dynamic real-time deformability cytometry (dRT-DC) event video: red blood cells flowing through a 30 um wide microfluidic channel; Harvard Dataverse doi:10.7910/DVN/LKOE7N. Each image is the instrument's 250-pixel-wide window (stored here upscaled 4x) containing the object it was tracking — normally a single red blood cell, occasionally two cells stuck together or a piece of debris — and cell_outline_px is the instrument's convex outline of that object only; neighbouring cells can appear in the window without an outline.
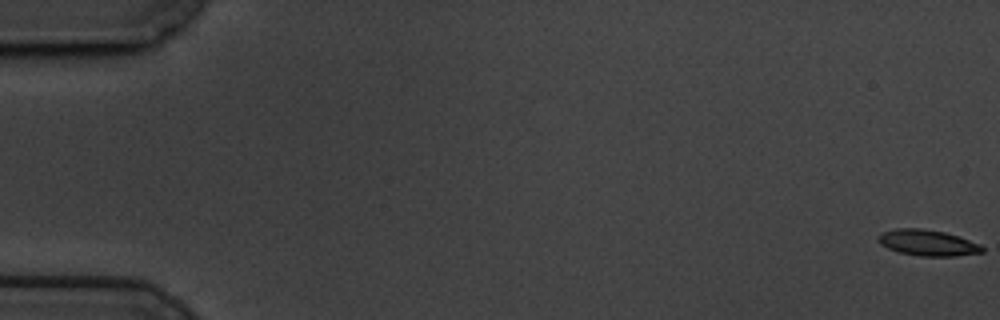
{"species": "common noctule bat (a hibernating species)", "species_latin": "Nyctalus noctula", "temperature_condition": "cold", "stored_images_in_passage": 60, "camera_frame_rate_fps": 3000, "um_per_image_px": 0.085, "animal": {"sex": "male", "body_mass_g": 19.5, "forearm_length_mm": 54.6}, "frame": {"image": 1, "passage_image": 1, "time_ms": 0.0, "image_size_px": [1000, 320], "cell_outline_px": [[984, 252], [956, 256], [920, 256], [900, 252], [888, 248], [880, 244], [876, 236], [880, 232], [896, 228], [920, 228], [944, 232], [960, 236], [980, 244], [984, 248]], "centroid_in_image_um": [78.84, 20.63], "position_along_channel_um": 6.2, "area_um2": 15.9}}
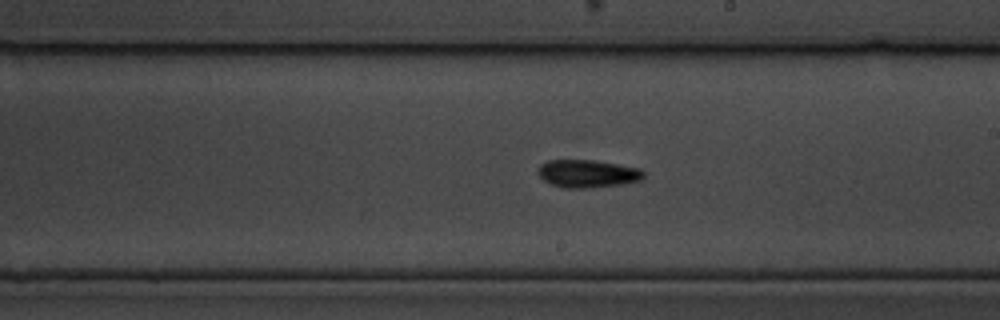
{"frame": {"image": 2, "passage_image": 35, "time_ms": 11.333, "image_size_px": [1000, 320], "cell_outline_px": [[644, 176], [640, 180], [624, 184], [588, 188], [564, 188], [552, 184], [544, 180], [536, 172], [536, 168], [540, 164], [548, 160], [592, 160], [640, 168], [644, 172]], "centroid_in_image_um": [49.91, 14.76], "position_along_channel_um": 239.1, "area_um2": 17.17}}
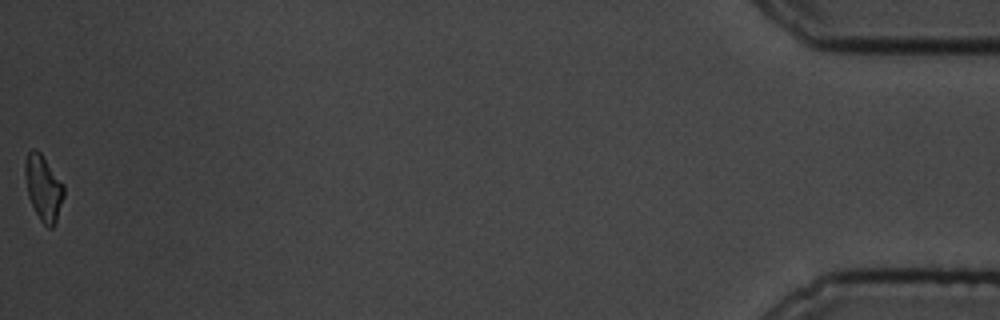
{"frame": {"image": 3, "passage_image": 60, "time_ms": 19.667, "image_size_px": [1000, 320], "cell_outline_px": [[64, 196], [56, 224], [52, 228], [48, 228], [40, 220], [28, 196], [24, 172], [24, 160], [28, 152], [32, 148], [36, 148], [40, 152], [64, 184]], "centroid_in_image_um": [3.69, 15.96], "position_along_channel_um": 431.5, "area_um2": 14.97}, "authors_computed_cell_mechanics": {"area_um2": 15.8661, "velocity_mm_per_s": 3.4307, "shape_relaxation_time_tau1_ms": 2.2744, "shape_relaxation_time_tau2_ms": null, "deformation_change_tau1": 0.119, "deformation_change_tau2": null}}